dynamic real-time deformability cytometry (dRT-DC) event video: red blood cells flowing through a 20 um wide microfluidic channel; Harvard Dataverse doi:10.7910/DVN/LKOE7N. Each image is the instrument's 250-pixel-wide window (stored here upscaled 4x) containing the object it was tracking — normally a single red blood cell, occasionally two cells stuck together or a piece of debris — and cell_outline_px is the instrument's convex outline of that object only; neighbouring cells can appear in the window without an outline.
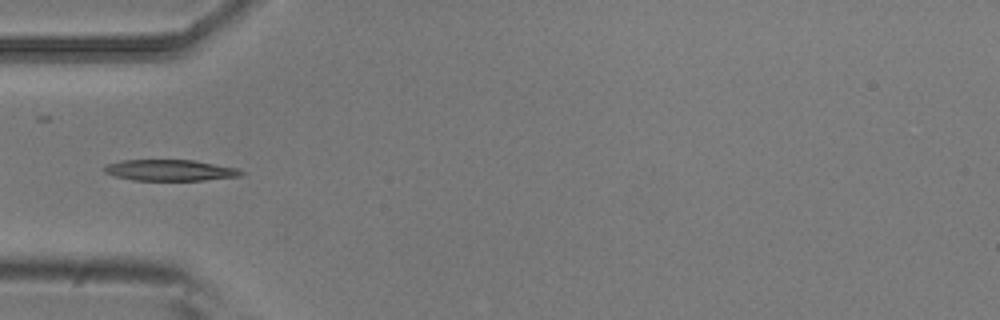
{"species": "common noctule bat (a hibernating species)", "species_latin": "Nyctalus noctula", "temperature_condition": "room temperature", "stored_images_in_passage": 5, "camera_frame_rate_fps": 3000, "um_per_image_px": 0.085, "animal": {"sex": "male", "body_mass_g": 20.5, "forearm_length_mm": 52.5}, "frame": {"image": 1, "passage_image": 5, "time_ms": 1.333, "image_size_px": [1000, 320], "cell_outline_px": [[244, 172], [240, 176], [204, 180], [132, 180], [112, 176], [104, 172], [100, 168], [108, 164], [120, 160], [192, 160], [240, 168]], "centroid_in_image_um": [14.41, 14.47], "position_along_channel_um": 70.6, "area_um2": 16.99}}